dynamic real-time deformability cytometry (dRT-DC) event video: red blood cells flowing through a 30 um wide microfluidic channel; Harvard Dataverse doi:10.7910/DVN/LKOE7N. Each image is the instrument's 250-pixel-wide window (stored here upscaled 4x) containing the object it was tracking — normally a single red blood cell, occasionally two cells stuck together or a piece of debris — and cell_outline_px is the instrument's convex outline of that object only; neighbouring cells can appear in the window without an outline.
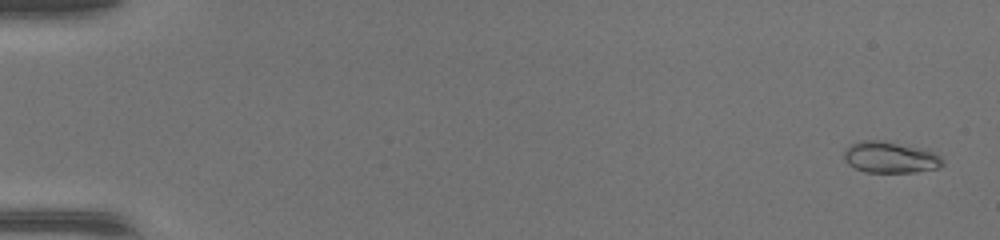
{"species": "common noctule bat (a hibernating species)", "species_latin": "Nyctalus noctula", "temperature_condition": "warm", "stored_images_in_passage": 48, "camera_frame_rate_fps": 3000, "um_per_image_px": 0.085, "animal": {"sex": "female", "body_mass_g": 17.0, "forearm_length_mm": 48.0}, "frame": {"image": 1, "passage_image": 2, "time_ms": 0.333, "image_size_px": [1000, 240], "cell_outline_px": [[944, 164], [940, 168], [916, 172], [864, 172], [848, 164], [844, 160], [844, 148], [860, 140], [884, 140], [924, 148], [940, 156], [944, 160]], "centroid_in_image_um": [75.68, 13.36], "position_along_channel_um": 9.3, "area_um2": 18.32}}
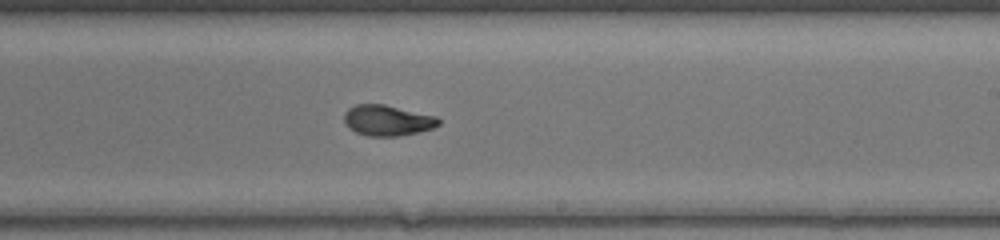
{"frame": {"image": 2, "passage_image": 30, "time_ms": 9.667, "image_size_px": [1000, 240], "cell_outline_px": [[440, 124], [432, 128], [400, 136], [368, 136], [356, 132], [348, 128], [344, 124], [344, 112], [348, 108], [356, 104], [384, 104], [436, 116], [440, 120]], "centroid_in_image_um": [32.89, 10.23], "position_along_channel_um": 256.1, "area_um2": 16.94}}
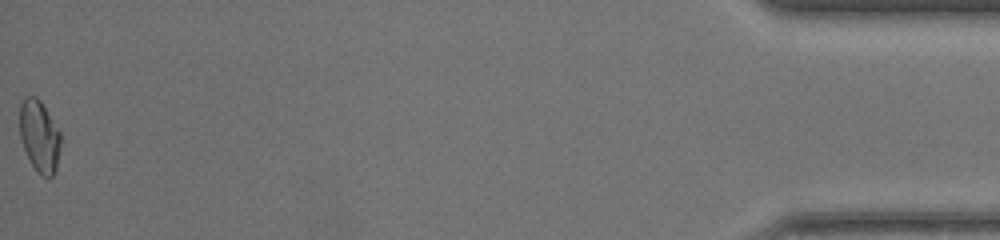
{"frame": {"image": 3, "passage_image": 48, "time_ms": 15.667, "image_size_px": [1000, 240], "cell_outline_px": [[60, 148], [56, 168], [52, 176], [48, 180], [40, 176], [36, 172], [24, 148], [20, 136], [20, 104], [24, 96], [36, 96], [40, 100], [60, 132]], "centroid_in_image_um": [3.35, 11.6], "position_along_channel_um": 431.9, "area_um2": 17.17}}